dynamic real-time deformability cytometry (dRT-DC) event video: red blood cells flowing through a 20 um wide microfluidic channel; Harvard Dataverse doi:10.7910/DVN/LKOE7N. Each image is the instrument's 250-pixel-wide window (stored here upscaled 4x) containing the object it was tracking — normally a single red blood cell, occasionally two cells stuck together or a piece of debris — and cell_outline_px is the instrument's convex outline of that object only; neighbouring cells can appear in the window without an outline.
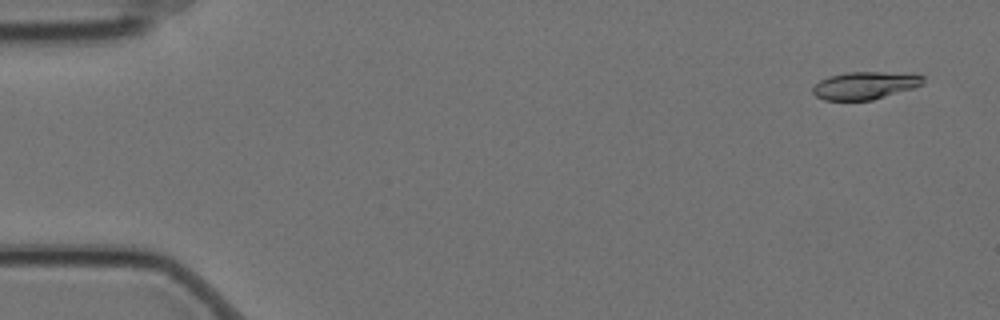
{"species": "Egyptian fruit bat (a non-hibernating species)", "species_latin": "Rousettus aegyptiacus", "temperature_condition": "cold", "stored_images_in_passage": 4, "camera_frame_rate_fps": 3000, "um_per_image_px": 0.085, "animal": {"sex": "female"}, "frame": {"image": 1, "passage_image": 1, "time_ms": 0.0, "image_size_px": [1000, 320], "cell_outline_px": [[924, 84], [916, 88], [872, 100], [824, 100], [816, 96], [812, 92], [812, 88], [820, 80], [828, 76], [848, 72], [912, 72], [924, 76]], "centroid_in_image_um": [73.6, 7.25], "position_along_channel_um": 11.4, "area_um2": 18.15}}